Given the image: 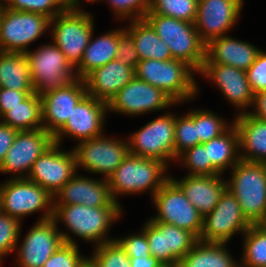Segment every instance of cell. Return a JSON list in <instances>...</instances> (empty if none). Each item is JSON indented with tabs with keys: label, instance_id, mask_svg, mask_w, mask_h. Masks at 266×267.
<instances>
[{
	"label": "cell",
	"instance_id": "ee69618b",
	"mask_svg": "<svg viewBox=\"0 0 266 267\" xmlns=\"http://www.w3.org/2000/svg\"><path fill=\"white\" fill-rule=\"evenodd\" d=\"M115 240L123 248L128 257H150L149 244L143 228L138 233L129 234L124 237H115Z\"/></svg>",
	"mask_w": 266,
	"mask_h": 267
},
{
	"label": "cell",
	"instance_id": "484cf974",
	"mask_svg": "<svg viewBox=\"0 0 266 267\" xmlns=\"http://www.w3.org/2000/svg\"><path fill=\"white\" fill-rule=\"evenodd\" d=\"M261 50L248 41L224 35L206 45L203 63L225 64L246 72Z\"/></svg>",
	"mask_w": 266,
	"mask_h": 267
},
{
	"label": "cell",
	"instance_id": "ba28073f",
	"mask_svg": "<svg viewBox=\"0 0 266 267\" xmlns=\"http://www.w3.org/2000/svg\"><path fill=\"white\" fill-rule=\"evenodd\" d=\"M24 54L29 64L34 93L39 96L51 90L65 88L77 79L75 68L52 42Z\"/></svg>",
	"mask_w": 266,
	"mask_h": 267
},
{
	"label": "cell",
	"instance_id": "9f6ffc18",
	"mask_svg": "<svg viewBox=\"0 0 266 267\" xmlns=\"http://www.w3.org/2000/svg\"><path fill=\"white\" fill-rule=\"evenodd\" d=\"M1 15H2V3L0 1V18H1Z\"/></svg>",
	"mask_w": 266,
	"mask_h": 267
},
{
	"label": "cell",
	"instance_id": "4fadbf2b",
	"mask_svg": "<svg viewBox=\"0 0 266 267\" xmlns=\"http://www.w3.org/2000/svg\"><path fill=\"white\" fill-rule=\"evenodd\" d=\"M178 105L163 90L134 77L107 104L108 113L138 116Z\"/></svg>",
	"mask_w": 266,
	"mask_h": 267
},
{
	"label": "cell",
	"instance_id": "7402d4cb",
	"mask_svg": "<svg viewBox=\"0 0 266 267\" xmlns=\"http://www.w3.org/2000/svg\"><path fill=\"white\" fill-rule=\"evenodd\" d=\"M100 179V180H99ZM75 174L53 196V205L121 206L114 201L108 180ZM102 179V180H101Z\"/></svg>",
	"mask_w": 266,
	"mask_h": 267
},
{
	"label": "cell",
	"instance_id": "f6af8a7d",
	"mask_svg": "<svg viewBox=\"0 0 266 267\" xmlns=\"http://www.w3.org/2000/svg\"><path fill=\"white\" fill-rule=\"evenodd\" d=\"M250 88L254 94L266 91V52L261 50L254 63L246 71Z\"/></svg>",
	"mask_w": 266,
	"mask_h": 267
},
{
	"label": "cell",
	"instance_id": "f1b7e54d",
	"mask_svg": "<svg viewBox=\"0 0 266 267\" xmlns=\"http://www.w3.org/2000/svg\"><path fill=\"white\" fill-rule=\"evenodd\" d=\"M130 22V23H129ZM125 31L134 39L135 50L140 60L173 59L168 45L157 35L155 29L145 19L128 21Z\"/></svg>",
	"mask_w": 266,
	"mask_h": 267
},
{
	"label": "cell",
	"instance_id": "f35d334b",
	"mask_svg": "<svg viewBox=\"0 0 266 267\" xmlns=\"http://www.w3.org/2000/svg\"><path fill=\"white\" fill-rule=\"evenodd\" d=\"M232 123L233 122L229 124L226 119L222 118V116H218V114L212 110L196 109V132L200 144L220 136Z\"/></svg>",
	"mask_w": 266,
	"mask_h": 267
},
{
	"label": "cell",
	"instance_id": "277c9868",
	"mask_svg": "<svg viewBox=\"0 0 266 267\" xmlns=\"http://www.w3.org/2000/svg\"><path fill=\"white\" fill-rule=\"evenodd\" d=\"M231 170L227 188L240 203L251 225H258L266 213V163L240 160Z\"/></svg>",
	"mask_w": 266,
	"mask_h": 267
},
{
	"label": "cell",
	"instance_id": "f546056e",
	"mask_svg": "<svg viewBox=\"0 0 266 267\" xmlns=\"http://www.w3.org/2000/svg\"><path fill=\"white\" fill-rule=\"evenodd\" d=\"M228 243L198 241L179 260V267H240V262L228 250Z\"/></svg>",
	"mask_w": 266,
	"mask_h": 267
},
{
	"label": "cell",
	"instance_id": "bcb514c9",
	"mask_svg": "<svg viewBox=\"0 0 266 267\" xmlns=\"http://www.w3.org/2000/svg\"><path fill=\"white\" fill-rule=\"evenodd\" d=\"M116 59H118L123 66L131 67L134 71L137 64L140 62L139 55L135 50L134 39L125 30L120 35Z\"/></svg>",
	"mask_w": 266,
	"mask_h": 267
},
{
	"label": "cell",
	"instance_id": "603a6c76",
	"mask_svg": "<svg viewBox=\"0 0 266 267\" xmlns=\"http://www.w3.org/2000/svg\"><path fill=\"white\" fill-rule=\"evenodd\" d=\"M86 94L84 80L77 78L65 88L41 95L43 128L54 135L66 123L73 108Z\"/></svg>",
	"mask_w": 266,
	"mask_h": 267
},
{
	"label": "cell",
	"instance_id": "836d02e7",
	"mask_svg": "<svg viewBox=\"0 0 266 267\" xmlns=\"http://www.w3.org/2000/svg\"><path fill=\"white\" fill-rule=\"evenodd\" d=\"M243 237L240 267H266V231L251 225Z\"/></svg>",
	"mask_w": 266,
	"mask_h": 267
},
{
	"label": "cell",
	"instance_id": "44dd1931",
	"mask_svg": "<svg viewBox=\"0 0 266 267\" xmlns=\"http://www.w3.org/2000/svg\"><path fill=\"white\" fill-rule=\"evenodd\" d=\"M215 84L228 102L237 109V113H246L252 107V92L246 72L233 66L220 63H203L197 73Z\"/></svg>",
	"mask_w": 266,
	"mask_h": 267
},
{
	"label": "cell",
	"instance_id": "ab89813d",
	"mask_svg": "<svg viewBox=\"0 0 266 267\" xmlns=\"http://www.w3.org/2000/svg\"><path fill=\"white\" fill-rule=\"evenodd\" d=\"M3 7L14 11L39 13L52 19L67 7L60 0H0Z\"/></svg>",
	"mask_w": 266,
	"mask_h": 267
},
{
	"label": "cell",
	"instance_id": "8fae6325",
	"mask_svg": "<svg viewBox=\"0 0 266 267\" xmlns=\"http://www.w3.org/2000/svg\"><path fill=\"white\" fill-rule=\"evenodd\" d=\"M101 135L83 140L74 146L77 171L83 169L90 174H100L108 179L129 153L128 140Z\"/></svg>",
	"mask_w": 266,
	"mask_h": 267
},
{
	"label": "cell",
	"instance_id": "e575fe53",
	"mask_svg": "<svg viewBox=\"0 0 266 267\" xmlns=\"http://www.w3.org/2000/svg\"><path fill=\"white\" fill-rule=\"evenodd\" d=\"M196 132V109L182 116L175 115L174 156L177 158L186 149L199 145Z\"/></svg>",
	"mask_w": 266,
	"mask_h": 267
},
{
	"label": "cell",
	"instance_id": "6da1fadb",
	"mask_svg": "<svg viewBox=\"0 0 266 267\" xmlns=\"http://www.w3.org/2000/svg\"><path fill=\"white\" fill-rule=\"evenodd\" d=\"M122 206L88 207L82 204L53 205V220L68 231L59 230L65 243L78 245L73 236L93 244V248L115 240L109 236L114 222L123 215ZM74 234V235H72Z\"/></svg>",
	"mask_w": 266,
	"mask_h": 267
},
{
	"label": "cell",
	"instance_id": "ac0fdd59",
	"mask_svg": "<svg viewBox=\"0 0 266 267\" xmlns=\"http://www.w3.org/2000/svg\"><path fill=\"white\" fill-rule=\"evenodd\" d=\"M22 240V243H17L14 251L17 267H43L64 243L59 225L53 219L36 221Z\"/></svg>",
	"mask_w": 266,
	"mask_h": 267
},
{
	"label": "cell",
	"instance_id": "3957f363",
	"mask_svg": "<svg viewBox=\"0 0 266 267\" xmlns=\"http://www.w3.org/2000/svg\"><path fill=\"white\" fill-rule=\"evenodd\" d=\"M134 72L136 78L163 90L177 104L192 101L200 92L197 72L181 60H140Z\"/></svg>",
	"mask_w": 266,
	"mask_h": 267
},
{
	"label": "cell",
	"instance_id": "1f68e13d",
	"mask_svg": "<svg viewBox=\"0 0 266 267\" xmlns=\"http://www.w3.org/2000/svg\"><path fill=\"white\" fill-rule=\"evenodd\" d=\"M0 87L16 91H34L24 53L0 51Z\"/></svg>",
	"mask_w": 266,
	"mask_h": 267
},
{
	"label": "cell",
	"instance_id": "c3c4849f",
	"mask_svg": "<svg viewBox=\"0 0 266 267\" xmlns=\"http://www.w3.org/2000/svg\"><path fill=\"white\" fill-rule=\"evenodd\" d=\"M18 130L0 121V166L3 163L7 151L13 145Z\"/></svg>",
	"mask_w": 266,
	"mask_h": 267
},
{
	"label": "cell",
	"instance_id": "7a4b0ae2",
	"mask_svg": "<svg viewBox=\"0 0 266 267\" xmlns=\"http://www.w3.org/2000/svg\"><path fill=\"white\" fill-rule=\"evenodd\" d=\"M168 168L160 160L137 156L129 152L107 179L114 201L120 204L119 196L143 194L146 191L152 198L170 179V174L167 173Z\"/></svg>",
	"mask_w": 266,
	"mask_h": 267
},
{
	"label": "cell",
	"instance_id": "7c38bea8",
	"mask_svg": "<svg viewBox=\"0 0 266 267\" xmlns=\"http://www.w3.org/2000/svg\"><path fill=\"white\" fill-rule=\"evenodd\" d=\"M151 200L157 215L150 217V220L177 226L199 238L203 227V216L171 179L156 192Z\"/></svg>",
	"mask_w": 266,
	"mask_h": 267
},
{
	"label": "cell",
	"instance_id": "f5cc1de1",
	"mask_svg": "<svg viewBox=\"0 0 266 267\" xmlns=\"http://www.w3.org/2000/svg\"><path fill=\"white\" fill-rule=\"evenodd\" d=\"M66 7H74V0H60Z\"/></svg>",
	"mask_w": 266,
	"mask_h": 267
},
{
	"label": "cell",
	"instance_id": "30bf717a",
	"mask_svg": "<svg viewBox=\"0 0 266 267\" xmlns=\"http://www.w3.org/2000/svg\"><path fill=\"white\" fill-rule=\"evenodd\" d=\"M50 18L45 15L4 8L0 18V51L25 53L49 30Z\"/></svg>",
	"mask_w": 266,
	"mask_h": 267
},
{
	"label": "cell",
	"instance_id": "11a10c76",
	"mask_svg": "<svg viewBox=\"0 0 266 267\" xmlns=\"http://www.w3.org/2000/svg\"><path fill=\"white\" fill-rule=\"evenodd\" d=\"M258 225L261 226L266 231V213H265L264 218Z\"/></svg>",
	"mask_w": 266,
	"mask_h": 267
},
{
	"label": "cell",
	"instance_id": "d6a6232c",
	"mask_svg": "<svg viewBox=\"0 0 266 267\" xmlns=\"http://www.w3.org/2000/svg\"><path fill=\"white\" fill-rule=\"evenodd\" d=\"M0 121L18 131L43 128L42 102L39 95H28L19 105L11 108Z\"/></svg>",
	"mask_w": 266,
	"mask_h": 267
},
{
	"label": "cell",
	"instance_id": "9c48e42d",
	"mask_svg": "<svg viewBox=\"0 0 266 267\" xmlns=\"http://www.w3.org/2000/svg\"><path fill=\"white\" fill-rule=\"evenodd\" d=\"M174 132L175 114L167 111L127 137L129 152L160 160L169 167L171 160L172 163L177 160L174 156Z\"/></svg>",
	"mask_w": 266,
	"mask_h": 267
},
{
	"label": "cell",
	"instance_id": "816d5d0a",
	"mask_svg": "<svg viewBox=\"0 0 266 267\" xmlns=\"http://www.w3.org/2000/svg\"><path fill=\"white\" fill-rule=\"evenodd\" d=\"M82 1L83 3L85 1V3L87 2L88 4L93 2V0H74V7H81Z\"/></svg>",
	"mask_w": 266,
	"mask_h": 267
},
{
	"label": "cell",
	"instance_id": "83f0119b",
	"mask_svg": "<svg viewBox=\"0 0 266 267\" xmlns=\"http://www.w3.org/2000/svg\"><path fill=\"white\" fill-rule=\"evenodd\" d=\"M124 30V26L122 28H115L101 34L97 38H93L94 34L92 33L81 61L75 67L77 78L83 79L92 70L116 59L120 35Z\"/></svg>",
	"mask_w": 266,
	"mask_h": 267
},
{
	"label": "cell",
	"instance_id": "8992f818",
	"mask_svg": "<svg viewBox=\"0 0 266 267\" xmlns=\"http://www.w3.org/2000/svg\"><path fill=\"white\" fill-rule=\"evenodd\" d=\"M94 15L82 7H67L50 19L51 42L59 47L75 68L94 33Z\"/></svg>",
	"mask_w": 266,
	"mask_h": 267
},
{
	"label": "cell",
	"instance_id": "5b68a950",
	"mask_svg": "<svg viewBox=\"0 0 266 267\" xmlns=\"http://www.w3.org/2000/svg\"><path fill=\"white\" fill-rule=\"evenodd\" d=\"M145 19L169 47L172 58L186 62L197 73L205 61L206 45L201 41L194 23L155 13Z\"/></svg>",
	"mask_w": 266,
	"mask_h": 267
},
{
	"label": "cell",
	"instance_id": "74e56055",
	"mask_svg": "<svg viewBox=\"0 0 266 267\" xmlns=\"http://www.w3.org/2000/svg\"><path fill=\"white\" fill-rule=\"evenodd\" d=\"M198 0H151L148 13L160 14L194 23Z\"/></svg>",
	"mask_w": 266,
	"mask_h": 267
},
{
	"label": "cell",
	"instance_id": "7bdbcfd3",
	"mask_svg": "<svg viewBox=\"0 0 266 267\" xmlns=\"http://www.w3.org/2000/svg\"><path fill=\"white\" fill-rule=\"evenodd\" d=\"M78 245L63 243L44 263L43 267H84L88 256L81 254Z\"/></svg>",
	"mask_w": 266,
	"mask_h": 267
},
{
	"label": "cell",
	"instance_id": "ffe728a7",
	"mask_svg": "<svg viewBox=\"0 0 266 267\" xmlns=\"http://www.w3.org/2000/svg\"><path fill=\"white\" fill-rule=\"evenodd\" d=\"M243 5L244 0H198L194 26L201 41L207 45L228 35L238 22Z\"/></svg>",
	"mask_w": 266,
	"mask_h": 267
},
{
	"label": "cell",
	"instance_id": "f907efd6",
	"mask_svg": "<svg viewBox=\"0 0 266 267\" xmlns=\"http://www.w3.org/2000/svg\"><path fill=\"white\" fill-rule=\"evenodd\" d=\"M131 267H158L161 262L154 256L150 257H129Z\"/></svg>",
	"mask_w": 266,
	"mask_h": 267
},
{
	"label": "cell",
	"instance_id": "60d3db41",
	"mask_svg": "<svg viewBox=\"0 0 266 267\" xmlns=\"http://www.w3.org/2000/svg\"><path fill=\"white\" fill-rule=\"evenodd\" d=\"M22 223L0 211V261L15 251L21 235Z\"/></svg>",
	"mask_w": 266,
	"mask_h": 267
},
{
	"label": "cell",
	"instance_id": "5bb4252c",
	"mask_svg": "<svg viewBox=\"0 0 266 267\" xmlns=\"http://www.w3.org/2000/svg\"><path fill=\"white\" fill-rule=\"evenodd\" d=\"M250 226L237 198L227 188L213 210L203 217V227L198 240L229 243L233 236L237 233L243 235Z\"/></svg>",
	"mask_w": 266,
	"mask_h": 267
},
{
	"label": "cell",
	"instance_id": "d4e9b609",
	"mask_svg": "<svg viewBox=\"0 0 266 267\" xmlns=\"http://www.w3.org/2000/svg\"><path fill=\"white\" fill-rule=\"evenodd\" d=\"M135 77L131 67L123 66L118 59L88 73L84 78L87 94L108 104L116 93Z\"/></svg>",
	"mask_w": 266,
	"mask_h": 267
},
{
	"label": "cell",
	"instance_id": "d6986e66",
	"mask_svg": "<svg viewBox=\"0 0 266 267\" xmlns=\"http://www.w3.org/2000/svg\"><path fill=\"white\" fill-rule=\"evenodd\" d=\"M142 226L151 256L161 263H178L199 241L193 233L174 225L149 219Z\"/></svg>",
	"mask_w": 266,
	"mask_h": 267
},
{
	"label": "cell",
	"instance_id": "cb8c5ba5",
	"mask_svg": "<svg viewBox=\"0 0 266 267\" xmlns=\"http://www.w3.org/2000/svg\"><path fill=\"white\" fill-rule=\"evenodd\" d=\"M170 179L182 190L189 202L203 217L213 210L227 189V179H224L222 174L186 175L179 179L170 175Z\"/></svg>",
	"mask_w": 266,
	"mask_h": 267
},
{
	"label": "cell",
	"instance_id": "9a60e30c",
	"mask_svg": "<svg viewBox=\"0 0 266 267\" xmlns=\"http://www.w3.org/2000/svg\"><path fill=\"white\" fill-rule=\"evenodd\" d=\"M77 172L74 149L66 152L60 144L53 143L33 163L27 179L54 196Z\"/></svg>",
	"mask_w": 266,
	"mask_h": 267
},
{
	"label": "cell",
	"instance_id": "7dc6e473",
	"mask_svg": "<svg viewBox=\"0 0 266 267\" xmlns=\"http://www.w3.org/2000/svg\"><path fill=\"white\" fill-rule=\"evenodd\" d=\"M32 93L34 91H16L0 87V118Z\"/></svg>",
	"mask_w": 266,
	"mask_h": 267
},
{
	"label": "cell",
	"instance_id": "2e32d148",
	"mask_svg": "<svg viewBox=\"0 0 266 267\" xmlns=\"http://www.w3.org/2000/svg\"><path fill=\"white\" fill-rule=\"evenodd\" d=\"M53 143V135L44 128L18 131L0 166V173L12 174V178H27L33 163Z\"/></svg>",
	"mask_w": 266,
	"mask_h": 267
},
{
	"label": "cell",
	"instance_id": "db71d44e",
	"mask_svg": "<svg viewBox=\"0 0 266 267\" xmlns=\"http://www.w3.org/2000/svg\"><path fill=\"white\" fill-rule=\"evenodd\" d=\"M158 267H179L178 263H161Z\"/></svg>",
	"mask_w": 266,
	"mask_h": 267
},
{
	"label": "cell",
	"instance_id": "8d00e7d4",
	"mask_svg": "<svg viewBox=\"0 0 266 267\" xmlns=\"http://www.w3.org/2000/svg\"><path fill=\"white\" fill-rule=\"evenodd\" d=\"M176 162L181 163L187 169L186 175L211 176L221 173L211 164L208 159L207 148L203 144L186 149L181 153Z\"/></svg>",
	"mask_w": 266,
	"mask_h": 267
},
{
	"label": "cell",
	"instance_id": "e0dca14e",
	"mask_svg": "<svg viewBox=\"0 0 266 267\" xmlns=\"http://www.w3.org/2000/svg\"><path fill=\"white\" fill-rule=\"evenodd\" d=\"M107 104L86 94L73 108L66 123L53 135L54 143L62 146L64 137L77 142L104 134Z\"/></svg>",
	"mask_w": 266,
	"mask_h": 267
},
{
	"label": "cell",
	"instance_id": "4dcf8cb0",
	"mask_svg": "<svg viewBox=\"0 0 266 267\" xmlns=\"http://www.w3.org/2000/svg\"><path fill=\"white\" fill-rule=\"evenodd\" d=\"M208 159L222 174L232 169L239 161V135L234 123L220 136L203 143Z\"/></svg>",
	"mask_w": 266,
	"mask_h": 267
},
{
	"label": "cell",
	"instance_id": "d590c367",
	"mask_svg": "<svg viewBox=\"0 0 266 267\" xmlns=\"http://www.w3.org/2000/svg\"><path fill=\"white\" fill-rule=\"evenodd\" d=\"M88 262L92 267H131L130 258L116 240L94 247Z\"/></svg>",
	"mask_w": 266,
	"mask_h": 267
},
{
	"label": "cell",
	"instance_id": "b9f144b4",
	"mask_svg": "<svg viewBox=\"0 0 266 267\" xmlns=\"http://www.w3.org/2000/svg\"><path fill=\"white\" fill-rule=\"evenodd\" d=\"M102 0H93L96 3ZM115 18L123 21H132L145 18L149 11L151 0H106ZM128 19V20H127Z\"/></svg>",
	"mask_w": 266,
	"mask_h": 267
},
{
	"label": "cell",
	"instance_id": "4316f807",
	"mask_svg": "<svg viewBox=\"0 0 266 267\" xmlns=\"http://www.w3.org/2000/svg\"><path fill=\"white\" fill-rule=\"evenodd\" d=\"M239 135L240 160L266 163V121L240 113L232 119Z\"/></svg>",
	"mask_w": 266,
	"mask_h": 267
},
{
	"label": "cell",
	"instance_id": "681fc988",
	"mask_svg": "<svg viewBox=\"0 0 266 267\" xmlns=\"http://www.w3.org/2000/svg\"><path fill=\"white\" fill-rule=\"evenodd\" d=\"M248 113L262 121H266V91H261L254 94L253 104Z\"/></svg>",
	"mask_w": 266,
	"mask_h": 267
},
{
	"label": "cell",
	"instance_id": "6f0895ef",
	"mask_svg": "<svg viewBox=\"0 0 266 267\" xmlns=\"http://www.w3.org/2000/svg\"><path fill=\"white\" fill-rule=\"evenodd\" d=\"M84 267H92V265L89 262H87V264Z\"/></svg>",
	"mask_w": 266,
	"mask_h": 267
},
{
	"label": "cell",
	"instance_id": "52a82bcc",
	"mask_svg": "<svg viewBox=\"0 0 266 267\" xmlns=\"http://www.w3.org/2000/svg\"><path fill=\"white\" fill-rule=\"evenodd\" d=\"M0 211L18 219L40 211L37 220L46 221L53 218V196L40 185L27 178H7L0 183Z\"/></svg>",
	"mask_w": 266,
	"mask_h": 267
}]
</instances>
